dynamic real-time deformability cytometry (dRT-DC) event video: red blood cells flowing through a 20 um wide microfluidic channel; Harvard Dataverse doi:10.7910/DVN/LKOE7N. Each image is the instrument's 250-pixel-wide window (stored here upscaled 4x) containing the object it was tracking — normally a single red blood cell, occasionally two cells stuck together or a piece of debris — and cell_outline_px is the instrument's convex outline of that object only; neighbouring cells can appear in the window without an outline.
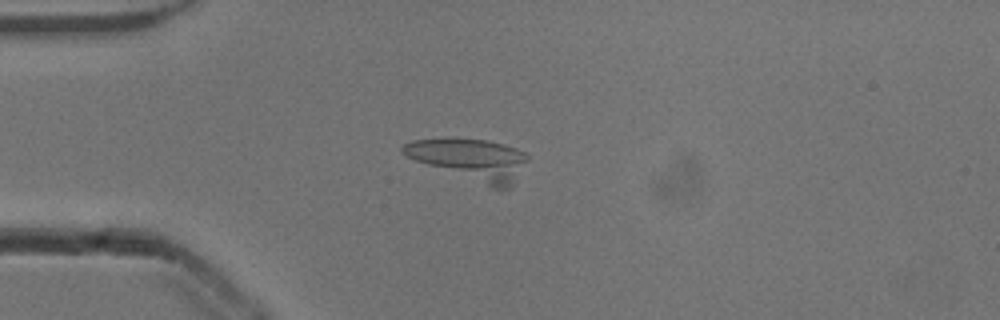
{"species": "common noctule bat (a hibernating species)", "species_latin": "Nyctalus noctula", "temperature_condition": "cold", "stored_images_in_passage": 40, "camera_frame_rate_fps": 3000, "um_per_image_px": 0.085, "animal": {"sex": "male", "body_mass_g": 13.3}, "frame": {"image": 1, "passage_image": 17, "time_ms": 5.333, "image_size_px": [1000, 320], "cell_outline_px": [[528, 160], [512, 184], [508, 188], [492, 188], [416, 160], [400, 152], [400, 148], [404, 144], [412, 140], [448, 136], [484, 140], [516, 148], [524, 152], [528, 156]], "centroid_in_image_um": [39.94, 13.51], "position_along_channel_um": 45.1, "area_um2": 29.94}}